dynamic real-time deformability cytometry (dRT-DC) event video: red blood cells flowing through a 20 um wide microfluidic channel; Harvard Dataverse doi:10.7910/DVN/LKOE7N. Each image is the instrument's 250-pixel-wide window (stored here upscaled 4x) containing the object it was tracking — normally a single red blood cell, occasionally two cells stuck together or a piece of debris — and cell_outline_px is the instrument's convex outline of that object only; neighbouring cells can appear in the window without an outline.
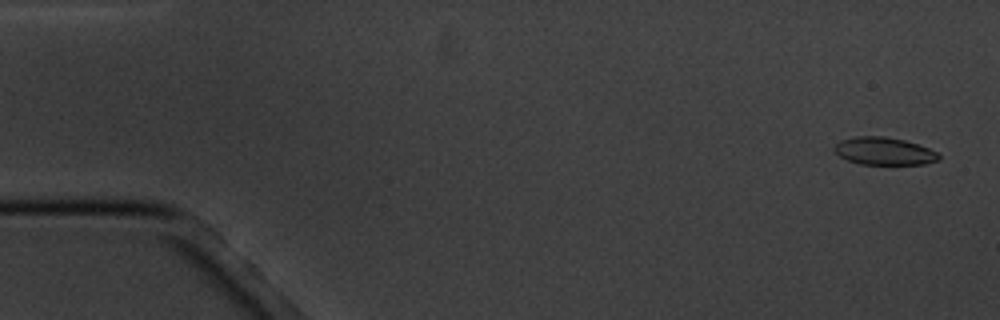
{"species": "common noctule bat (a hibernating species)", "species_latin": "Nyctalus noctula", "temperature_condition": "cold", "stored_images_in_passage": 5, "camera_frame_rate_fps": 3000, "um_per_image_px": 0.085, "animal": {"sex": "male", "body_mass_g": 20.1, "forearm_length_mm": 53.5}, "frame": {"image": 1, "passage_image": 1, "time_ms": 0.0, "image_size_px": [1000, 320], "cell_outline_px": [[940, 160], [924, 164], [860, 164], [848, 160], [840, 156], [832, 148], [840, 140], [856, 136], [884, 136], [904, 140], [928, 148], [936, 152], [940, 156]], "centroid_in_image_um": [75.13, 12.84], "position_along_channel_um": 9.9, "area_um2": 16.7}}
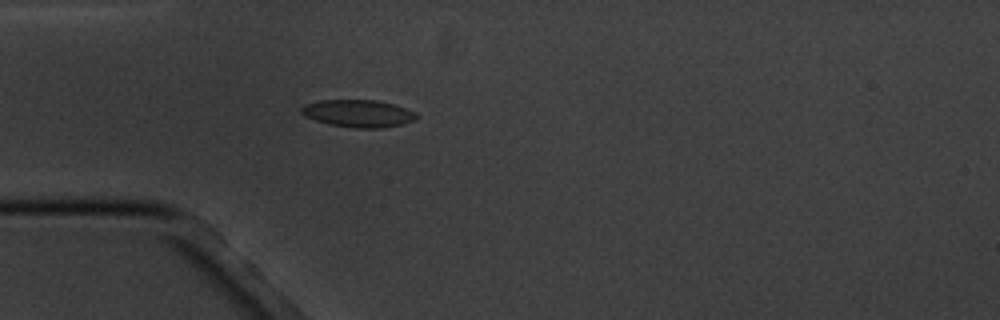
{"frame": {"image": 2, "passage_image": 5, "time_ms": 4.667, "image_size_px": [1000, 320], "cell_outline_px": [[420, 116], [416, 120], [404, 124], [384, 128], [356, 128], [328, 124], [304, 116], [300, 112], [300, 108], [304, 104], [320, 100], [376, 100], [396, 104], [416, 112]], "centroid_in_image_um": [30.5, 9.64], "position_along_channel_um": 54.5, "area_um2": 18.73}}